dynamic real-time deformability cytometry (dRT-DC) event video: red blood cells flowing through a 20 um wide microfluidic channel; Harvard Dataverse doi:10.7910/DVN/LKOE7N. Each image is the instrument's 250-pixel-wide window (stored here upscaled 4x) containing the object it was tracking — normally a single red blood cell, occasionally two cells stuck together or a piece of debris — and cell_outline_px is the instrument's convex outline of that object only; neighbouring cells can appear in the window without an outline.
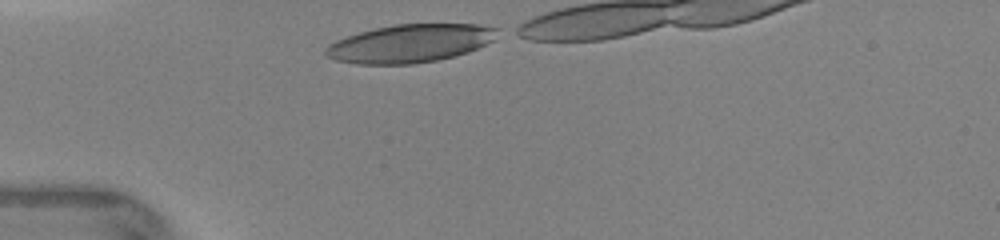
{"species": "human", "species_latin": "Homo sapiens", "temperature_condition": "warm", "stored_images_in_passage": 1, "camera_frame_rate_fps": 3000, "um_per_image_px": 0.085, "donor": {"sex": "female"}, "frame": {"image": 1, "passage_image": 1, "time_ms": 0.0, "image_size_px": [1000, 240], "cell_outline_px": [[504, 32], [496, 40], [468, 52], [436, 60], [412, 64], [356, 64], [336, 60], [328, 56], [324, 52], [324, 48], [328, 44], [336, 40], [360, 32], [376, 28], [396, 24], [480, 24], [500, 28]], "centroid_in_image_um": [34.94, 3.68], "position_along_channel_um": 50.1, "area_um2": 38.44}}